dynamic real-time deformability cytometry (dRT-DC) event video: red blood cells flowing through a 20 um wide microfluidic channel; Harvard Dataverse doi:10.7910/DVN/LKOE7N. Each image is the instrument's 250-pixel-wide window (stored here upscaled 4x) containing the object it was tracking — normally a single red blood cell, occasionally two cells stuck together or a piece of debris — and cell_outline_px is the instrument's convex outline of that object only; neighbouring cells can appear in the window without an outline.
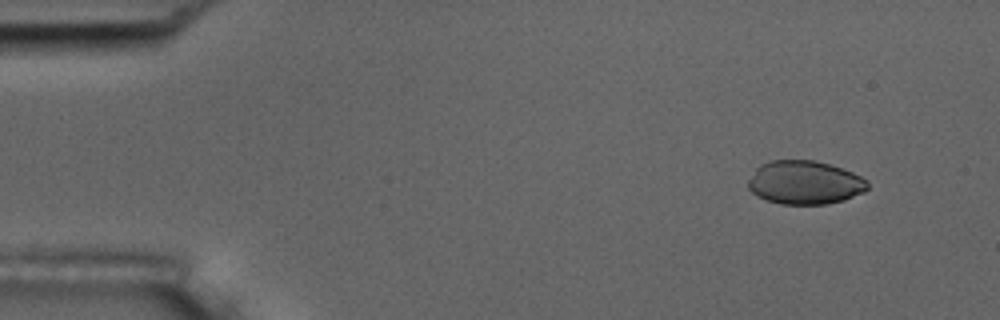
{"species": "common noctule bat (a hibernating species)", "species_latin": "Nyctalus noctula", "temperature_condition": "room temperature", "stored_images_in_passage": 5, "camera_frame_rate_fps": 3000, "um_per_image_px": 0.085, "animal": {"sex": "male", "body_mass_g": 17.5, "forearm_length_mm": 52.3}, "frame": {"image": 1, "passage_image": 1, "time_ms": 0.0, "image_size_px": [1000, 320], "cell_outline_px": [[868, 188], [864, 192], [844, 200], [828, 204], [780, 204], [756, 196], [748, 188], [748, 180], [756, 168], [760, 164], [772, 160], [812, 160], [828, 164], [852, 172], [868, 180]], "centroid_in_image_um": [68.39, 15.52], "position_along_channel_um": 16.6, "area_um2": 30.35}}